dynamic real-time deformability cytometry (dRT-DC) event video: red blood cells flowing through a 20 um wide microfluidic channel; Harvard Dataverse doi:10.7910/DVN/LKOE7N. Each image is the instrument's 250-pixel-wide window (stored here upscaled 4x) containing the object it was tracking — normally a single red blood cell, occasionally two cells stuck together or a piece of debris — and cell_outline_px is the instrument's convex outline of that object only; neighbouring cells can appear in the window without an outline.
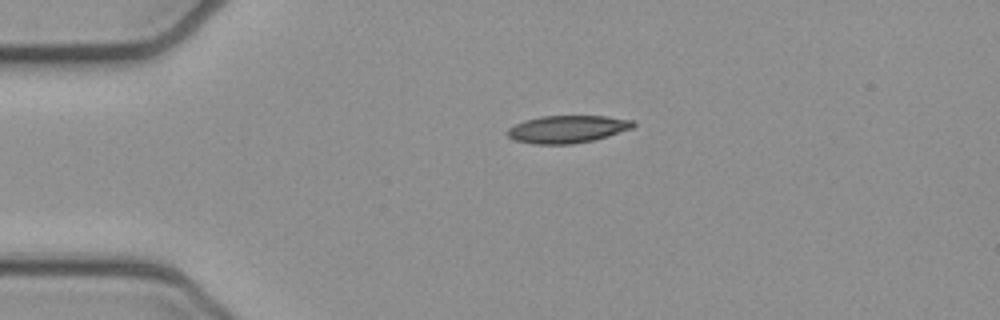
{"species": "common noctule bat (a hibernating species)", "species_latin": "Nyctalus noctula", "temperature_condition": "cold", "stored_images_in_passage": 41, "camera_frame_rate_fps": 3000, "um_per_image_px": 0.085, "animal": {"sex": "female", "body_mass_g": 21.9}, "frame": {"image": 1, "passage_image": 1, "time_ms": 0.0, "image_size_px": [1000, 320], "cell_outline_px": [[636, 124], [632, 128], [608, 136], [592, 140], [572, 144], [532, 144], [516, 140], [508, 136], [504, 132], [508, 128], [524, 120], [540, 116], [608, 116], [636, 120]], "centroid_in_image_um": [48.23, 10.97], "position_along_channel_um": 36.8, "area_um2": 20.29}}
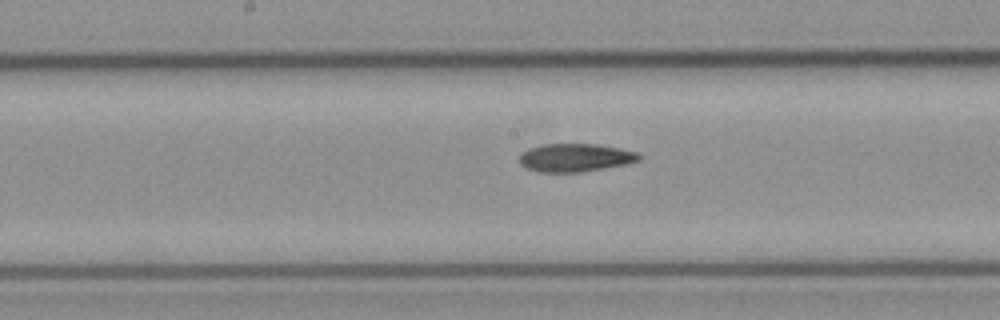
{"frame": {"image": 2, "passage_image": 16, "time_ms": 5.0, "image_size_px": [1000, 320], "cell_outline_px": [[640, 160], [624, 164], [580, 172], [536, 172], [524, 168], [520, 164], [520, 156], [528, 148], [544, 144], [596, 144], [620, 148], [636, 152], [640, 156]], "centroid_in_image_um": [48.85, 13.4], "position_along_channel_um": 199.4, "area_um2": 19.48}}
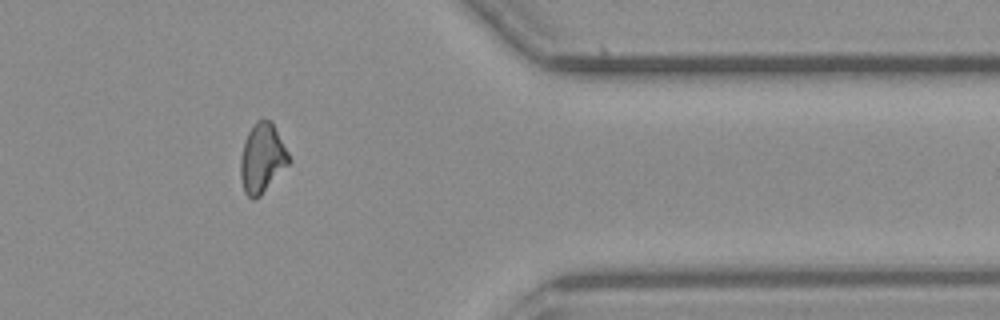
{"frame": {"image": 3, "passage_image": 32, "time_ms": 10.333, "image_size_px": [1000, 320], "cell_outline_px": [[292, 160], [260, 196], [252, 200], [244, 192], [240, 176], [240, 160], [244, 140], [248, 132], [256, 120], [272, 120]], "centroid_in_image_um": [22.28, 13.44], "position_along_channel_um": 389.1, "area_um2": 19.59}, "authors_computed_cell_mechanics": {"area_um2": 19.8832, "velocity_mm_per_s": 3.9324, "shape_relaxation_time_tau1_ms": null, "shape_relaxation_time_tau2_ms": 5.524, "deformation_change_tau1": null, "deformation_change_tau2": 0.1235}}